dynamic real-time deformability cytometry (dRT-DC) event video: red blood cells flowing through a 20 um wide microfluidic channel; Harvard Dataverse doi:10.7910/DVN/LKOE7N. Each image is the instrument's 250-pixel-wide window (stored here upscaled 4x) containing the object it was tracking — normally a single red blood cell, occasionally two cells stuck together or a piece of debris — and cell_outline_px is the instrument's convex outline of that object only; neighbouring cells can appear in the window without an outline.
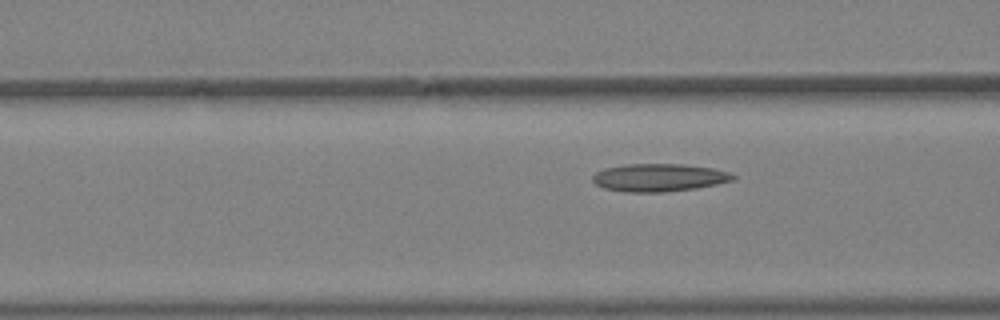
{"species": "Egyptian fruit bat (a non-hibernating species)", "species_latin": "Rousettus aegyptiacus", "temperature_condition": "warm", "stored_images_in_passage": 5, "camera_frame_rate_fps": 3000, "um_per_image_px": 0.085, "animal": {"sex": "female"}, "frame": {"image": 1, "passage_image": 5, "time_ms": 1.333, "image_size_px": [1000, 320], "cell_outline_px": [[736, 176], [732, 180], [716, 184], [696, 188], [664, 192], [624, 192], [604, 188], [596, 184], [592, 180], [592, 176], [596, 172], [604, 168], [624, 164], [680, 164], [712, 168], [728, 172]], "centroid_in_image_um": [55.97, 15.09], "position_along_channel_um": 110.6, "area_um2": 22.66}}